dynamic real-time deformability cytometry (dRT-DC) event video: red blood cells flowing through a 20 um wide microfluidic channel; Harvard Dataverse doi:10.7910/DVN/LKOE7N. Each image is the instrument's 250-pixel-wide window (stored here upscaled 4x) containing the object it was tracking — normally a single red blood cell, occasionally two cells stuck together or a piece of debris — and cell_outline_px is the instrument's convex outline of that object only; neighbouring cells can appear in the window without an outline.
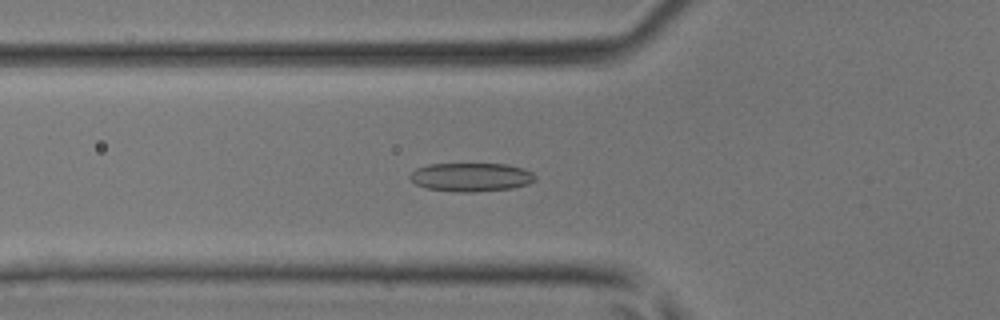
{"species": "common noctule bat (a hibernating species)", "species_latin": "Nyctalus noctula", "temperature_condition": "room temperature", "stored_images_in_passage": 44, "camera_frame_rate_fps": 3000, "um_per_image_px": 0.085, "animal": {"sex": "male", "body_mass_g": 17.9, "forearm_length_mm": 54.2}, "frame": {"image": 1, "passage_image": 16, "time_ms": 5.0, "image_size_px": [1000, 320], "cell_outline_px": [[536, 180], [528, 184], [512, 188], [476, 192], [456, 192], [424, 188], [416, 184], [408, 176], [416, 168], [428, 164], [508, 164], [524, 168], [532, 172], [536, 176]], "centroid_in_image_um": [40.05, 15.06], "position_along_channel_um": 85.7, "area_um2": 21.1}}
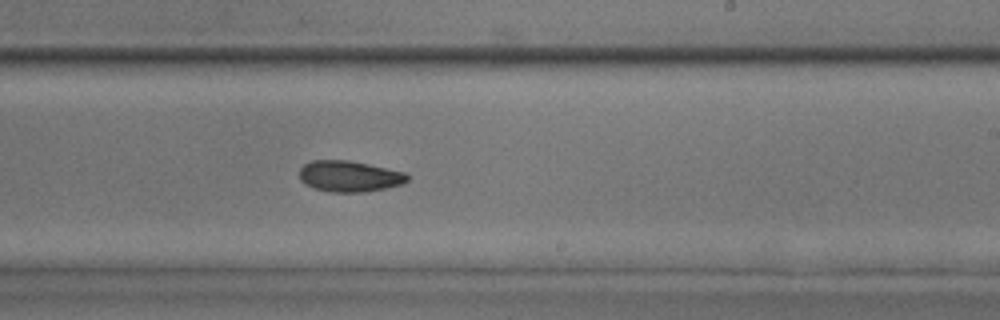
{"frame": {"image": 2, "passage_image": 27, "time_ms": 8.667, "image_size_px": [1000, 320], "cell_outline_px": [[408, 180], [404, 184], [364, 192], [332, 192], [312, 188], [304, 184], [300, 180], [300, 168], [304, 164], [312, 160], [348, 160], [368, 164], [404, 172], [408, 176]], "centroid_in_image_um": [29.67, 14.98], "position_along_channel_um": 259.3, "area_um2": 19.54}}
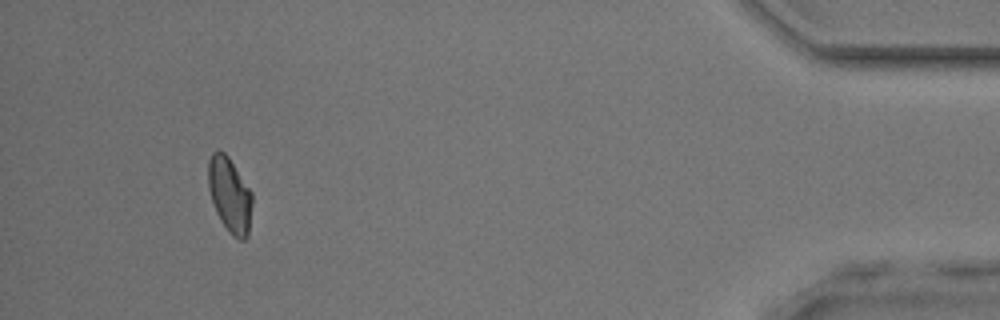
{"frame": {"image": 3, "passage_image": 41, "time_ms": 13.333, "image_size_px": [1000, 320], "cell_outline_px": [[252, 204], [248, 236], [244, 240], [240, 240], [232, 236], [228, 232], [220, 220], [216, 212], [208, 188], [208, 160], [212, 152], [224, 152], [228, 156], [252, 192]], "centroid_in_image_um": [19.53, 16.59], "position_along_channel_um": 415.7, "area_um2": 19.25}}